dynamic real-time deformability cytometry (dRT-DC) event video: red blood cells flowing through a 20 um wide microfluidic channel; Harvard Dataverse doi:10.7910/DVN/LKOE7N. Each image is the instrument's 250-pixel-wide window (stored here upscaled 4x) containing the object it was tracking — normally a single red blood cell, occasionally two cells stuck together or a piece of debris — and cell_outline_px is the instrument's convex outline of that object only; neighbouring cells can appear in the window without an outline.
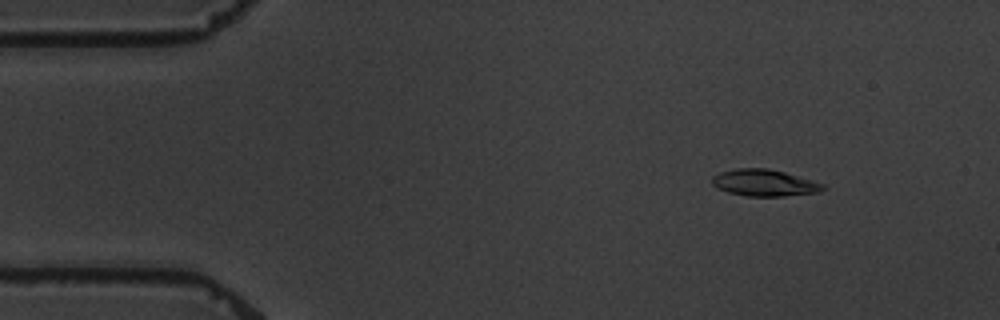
{"species": "common noctule bat (a hibernating species)", "species_latin": "Nyctalus noctula", "temperature_condition": "warm", "stored_images_in_passage": 5, "camera_frame_rate_fps": 3000, "um_per_image_px": 0.085, "animal": {"sex": "male", "body_mass_g": 19.5, "forearm_length_mm": 54.6}, "frame": {"image": 1, "passage_image": 3, "time_ms": 2.0, "image_size_px": [1000, 320], "cell_outline_px": [[828, 188], [820, 192], [784, 196], [748, 196], [728, 192], [712, 184], [712, 176], [720, 172], [736, 168], [768, 168], [784, 172], [812, 180], [824, 184]], "centroid_in_image_um": [65.0, 15.54], "position_along_channel_um": 20.0, "area_um2": 17.22}}
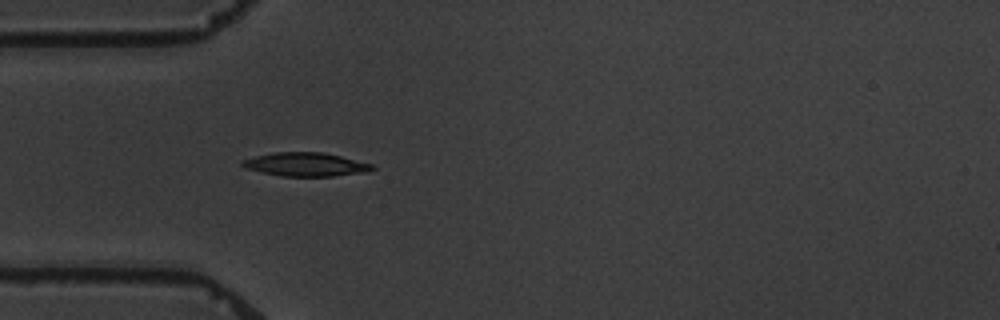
{"frame": {"image": 2, "passage_image": 5, "time_ms": 5.333, "image_size_px": [1000, 320], "cell_outline_px": [[376, 168], [368, 172], [332, 176], [280, 176], [244, 168], [240, 164], [240, 160], [256, 156], [276, 152], [324, 152], [372, 164]], "centroid_in_image_um": [25.96, 13.98], "position_along_channel_um": 59.0, "area_um2": 17.92}}